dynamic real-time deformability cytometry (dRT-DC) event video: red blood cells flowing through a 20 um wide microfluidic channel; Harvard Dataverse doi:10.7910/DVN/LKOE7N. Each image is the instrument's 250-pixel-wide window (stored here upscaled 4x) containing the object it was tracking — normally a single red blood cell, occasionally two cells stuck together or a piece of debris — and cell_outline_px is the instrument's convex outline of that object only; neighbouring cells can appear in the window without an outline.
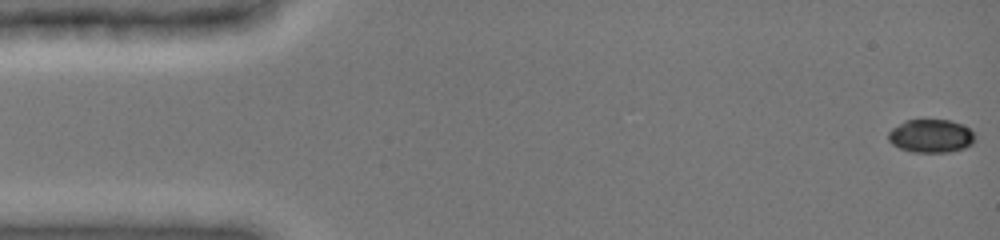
{"species": "common noctule bat (a hibernating species)", "species_latin": "Nyctalus noctula", "temperature_condition": "cold", "stored_images_in_passage": 48, "camera_frame_rate_fps": 3000, "um_per_image_px": 0.085, "animal": {"sex": "female", "body_mass_g": 19.0, "forearm_length_mm": 51.5}, "frame": {"image": 1, "passage_image": 1, "time_ms": 0.0, "image_size_px": [1000, 240], "cell_outline_px": [[976, 140], [972, 144], [964, 148], [948, 152], [908, 152], [892, 144], [888, 140], [888, 132], [892, 128], [904, 120], [952, 120], [968, 128], [976, 136]], "centroid_in_image_um": [79.12, 11.56], "position_along_channel_um": 5.9, "area_um2": 16.94}}
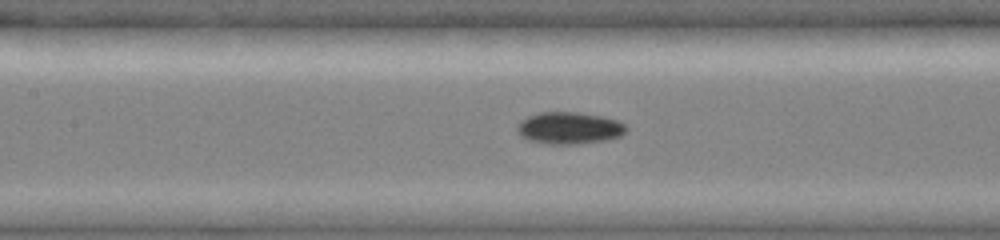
{"frame": {"image": 2, "passage_image": 22, "time_ms": 7.0, "image_size_px": [1000, 240], "cell_outline_px": [[628, 128], [620, 136], [604, 140], [568, 144], [544, 144], [528, 140], [516, 132], [516, 128], [520, 120], [528, 116], [540, 112], [580, 112], [600, 116], [616, 120], [624, 124]], "centroid_in_image_um": [48.33, 10.87], "position_along_channel_um": 159.1, "area_um2": 20.23}}
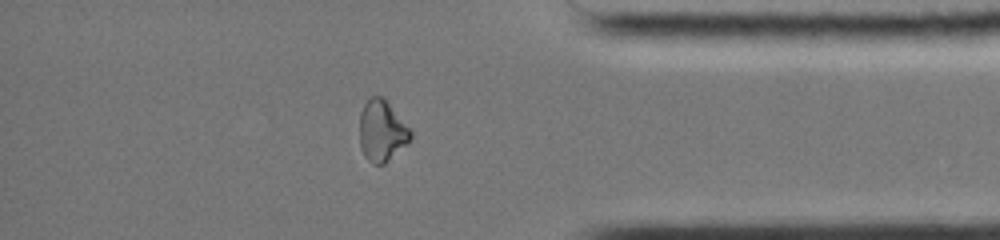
{"frame": {"image": 3, "passage_image": 41, "time_ms": 13.333, "image_size_px": [1000, 240], "cell_outline_px": [[412, 136], [384, 164], [372, 164], [364, 156], [360, 148], [360, 112], [364, 104], [372, 96], [384, 96], [412, 132]], "centroid_in_image_um": [32.42, 11.1], "position_along_channel_um": 402.8, "area_um2": 17.92}, "authors_computed_cell_mechanics": {"area_um2": 18.496, "velocity_mm_per_s": 3.9977, "shape_relaxation_time_tau1_ms": null, "shape_relaxation_time_tau2_ms": 3.8836, "deformation_change_tau1": null, "deformation_change_tau2": 0.0569}}